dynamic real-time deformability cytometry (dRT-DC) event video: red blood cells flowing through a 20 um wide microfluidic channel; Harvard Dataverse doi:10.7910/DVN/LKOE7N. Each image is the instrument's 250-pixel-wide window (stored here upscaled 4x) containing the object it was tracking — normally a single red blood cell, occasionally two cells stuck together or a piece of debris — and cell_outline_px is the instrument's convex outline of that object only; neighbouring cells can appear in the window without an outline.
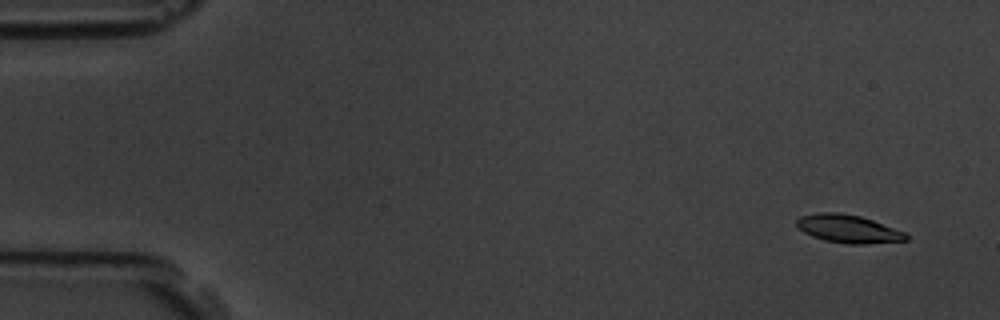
{"species": "common noctule bat (a hibernating species)", "species_latin": "Nyctalus noctula", "temperature_condition": "room temperature", "stored_images_in_passage": 57, "camera_frame_rate_fps": 3000, "um_per_image_px": 0.085, "animal": {"sex": "male", "body_mass_g": 19.5, "forearm_length_mm": 54.6}, "frame": {"image": 1, "passage_image": 4, "time_ms": 1.0, "image_size_px": [1000, 320], "cell_outline_px": [[908, 240], [864, 244], [848, 244], [824, 240], [812, 236], [804, 232], [796, 224], [796, 220], [800, 216], [820, 212], [836, 212], [860, 216], [872, 220], [904, 232], [908, 236]], "centroid_in_image_um": [72.08, 19.45], "position_along_channel_um": 12.9, "area_um2": 17.69}}
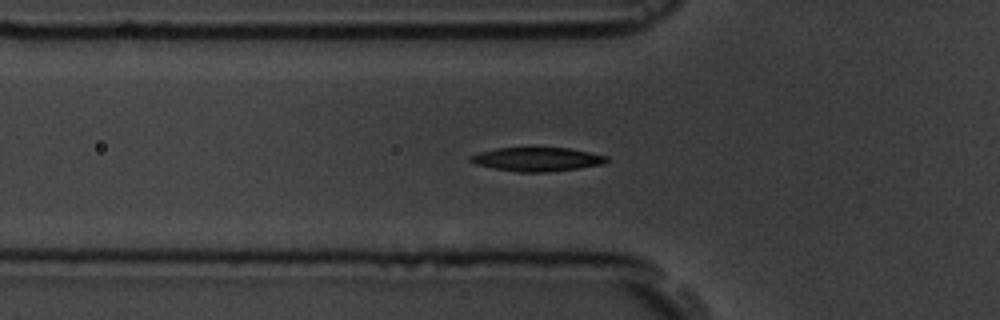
{"frame": {"image": 2, "passage_image": 20, "time_ms": 6.333, "image_size_px": [1000, 320], "cell_outline_px": [[608, 160], [604, 164], [580, 168], [548, 172], [516, 172], [476, 164], [468, 160], [468, 156], [480, 152], [496, 148], [568, 148], [608, 156]], "centroid_in_image_um": [45.65, 13.54], "position_along_channel_um": 80.1, "area_um2": 18.84}}
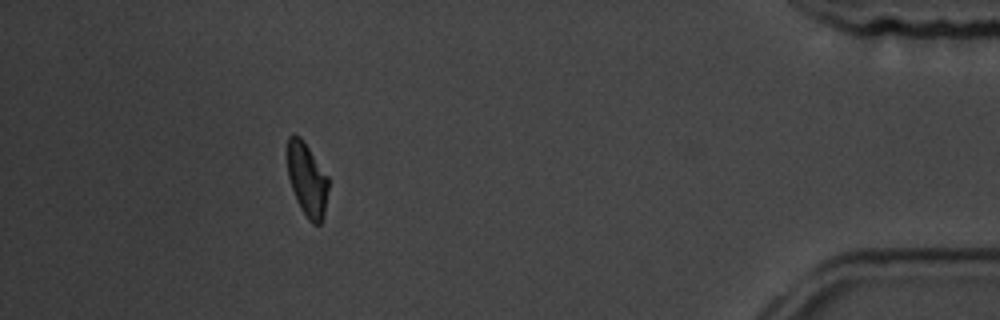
{"frame": {"image": 3, "passage_image": 52, "time_ms": 17.0, "image_size_px": [1000, 320], "cell_outline_px": [[328, 188], [324, 216], [320, 224], [312, 224], [308, 220], [300, 208], [296, 200], [288, 176], [288, 136], [292, 132], [300, 136], [304, 140], [328, 176]], "centroid_in_image_um": [26.1, 15.25], "position_along_channel_um": 409.1, "area_um2": 17.69}, "authors_computed_cell_mechanics": {"area_um2": 18.8428, "velocity_mm_per_s": 3.6033, "shape_relaxation_time_tau1_ms": 2.8552, "shape_relaxation_time_tau2_ms": null, "deformation_change_tau1": 0.1433, "deformation_change_tau2": null}}